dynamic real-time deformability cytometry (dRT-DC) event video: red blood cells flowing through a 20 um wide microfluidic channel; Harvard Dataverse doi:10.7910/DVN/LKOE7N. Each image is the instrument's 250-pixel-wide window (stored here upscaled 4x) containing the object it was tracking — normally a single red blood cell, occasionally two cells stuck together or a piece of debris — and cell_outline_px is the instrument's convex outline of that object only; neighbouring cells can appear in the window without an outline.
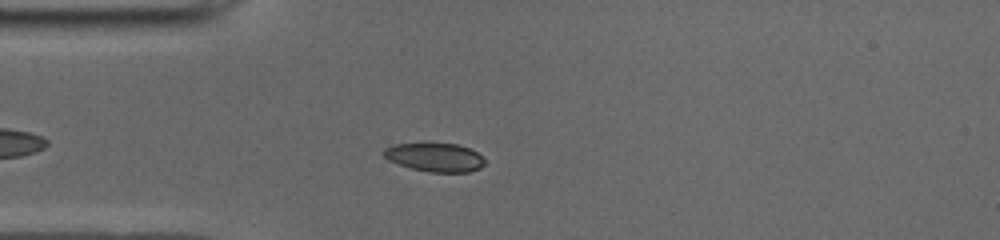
{"species": "common noctule bat (a hibernating species)", "species_latin": "Nyctalus noctula", "temperature_condition": "cold", "stored_images_in_passage": 44, "camera_frame_rate_fps": 3000, "um_per_image_px": 0.085, "animal": {"sex": "male", "body_mass_g": 19.0, "forearm_length_mm": 50.8}, "frame": {"image": 1, "passage_image": 7, "time_ms": 2.0, "image_size_px": [1000, 240], "cell_outline_px": [[484, 164], [480, 168], [468, 172], [428, 172], [412, 168], [388, 160], [384, 156], [384, 148], [392, 144], [456, 144], [468, 148], [476, 152], [484, 160]], "centroid_in_image_um": [36.95, 13.38], "position_along_channel_um": 48.0, "area_um2": 16.53}}
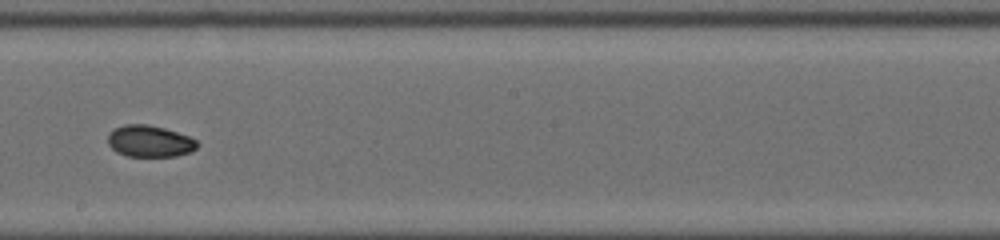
{"frame": {"image": 2, "passage_image": 22, "time_ms": 7.0, "image_size_px": [1000, 240], "cell_outline_px": [[200, 144], [192, 152], [176, 156], [128, 156], [116, 152], [108, 144], [108, 136], [116, 128], [124, 124], [148, 124], [164, 128], [188, 136], [196, 140]], "centroid_in_image_um": [12.75, 12.01], "position_along_channel_um": 235.5, "area_um2": 16.42}}
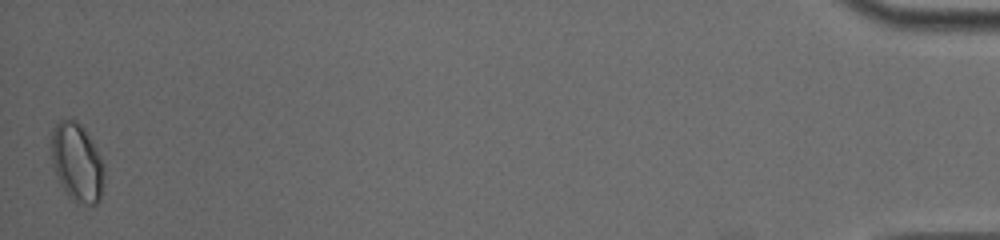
{"frame": {"image": 3, "passage_image": 44, "time_ms": 14.333, "image_size_px": [1000, 240], "cell_outline_px": [[104, 184], [100, 200], [96, 204], [76, 204], [68, 196], [60, 184], [52, 164], [52, 132], [56, 124], [60, 120], [68, 116], [72, 116], [80, 124], [88, 136], [100, 156], [104, 164]], "centroid_in_image_um": [6.55, 13.82], "position_along_channel_um": 428.6, "area_um2": 24.33}, "authors_computed_cell_mechanics": {"area_um2": 17.051, "velocity_mm_per_s": 3.9482, "shape_relaxation_time_tau1_ms": null, "shape_relaxation_time_tau2_ms": 4.6339, "deformation_change_tau1": null, "deformation_change_tau2": 0.0647}}